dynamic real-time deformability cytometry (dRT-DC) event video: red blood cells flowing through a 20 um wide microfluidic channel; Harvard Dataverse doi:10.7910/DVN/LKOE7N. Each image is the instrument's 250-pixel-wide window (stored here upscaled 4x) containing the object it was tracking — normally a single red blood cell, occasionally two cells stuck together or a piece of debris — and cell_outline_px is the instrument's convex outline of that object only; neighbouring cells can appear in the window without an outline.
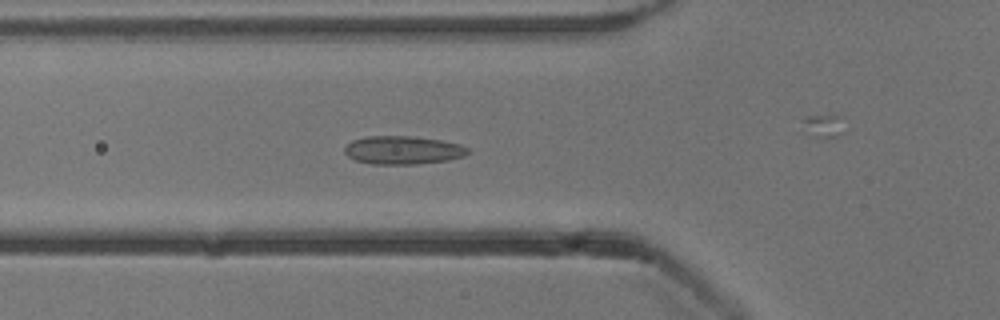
{"species": "common noctule bat (a hibernating species)", "species_latin": "Nyctalus noctula", "temperature_condition": "cold", "stored_images_in_passage": 54, "camera_frame_rate_fps": 3000, "um_per_image_px": 0.085, "animal": {"sex": "male", "body_mass_g": 13.3}, "frame": {"image": 1, "passage_image": 19, "time_ms": 6.0, "image_size_px": [1000, 320], "cell_outline_px": [[472, 152], [464, 156], [448, 160], [416, 164], [372, 164], [356, 160], [348, 156], [344, 152], [344, 148], [352, 140], [368, 136], [408, 136], [440, 140], [460, 144], [468, 148]], "centroid_in_image_um": [34.26, 12.76], "position_along_channel_um": 91.5, "area_um2": 20.29}}
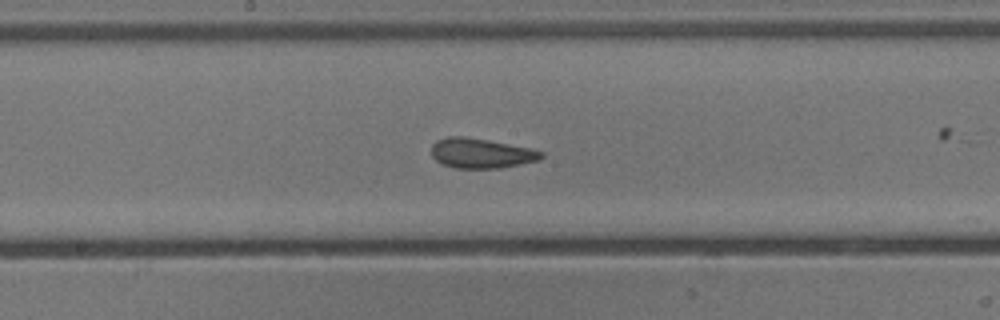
{"frame": {"image": 2, "passage_image": 28, "time_ms": 9.0, "image_size_px": [1000, 320], "cell_outline_px": [[544, 156], [540, 160], [500, 168], [456, 168], [444, 164], [436, 160], [432, 156], [432, 144], [436, 140], [448, 136], [464, 136], [488, 140], [532, 148], [544, 152]], "centroid_in_image_um": [40.92, 13.02], "position_along_channel_um": 207.3, "area_um2": 19.19}}
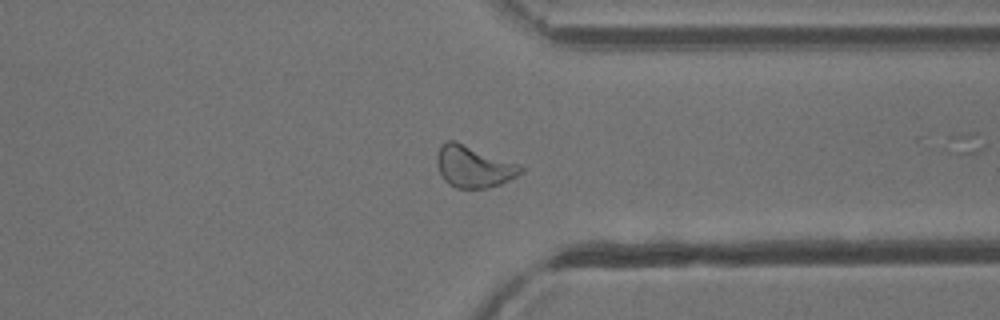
{"frame": {"image": 3, "passage_image": 41, "time_ms": 13.333, "image_size_px": [1000, 320], "cell_outline_px": [[524, 172], [500, 184], [488, 188], [456, 188], [448, 184], [444, 180], [436, 164], [436, 156], [440, 144], [448, 140], [452, 140], [520, 164], [524, 168]], "centroid_in_image_um": [40.25, 14.17], "position_along_channel_um": 371.2, "area_um2": 20.35}, "authors_computed_cell_mechanics": {"area_um2": 20.0566, "velocity_mm_per_s": 3.8409, "shape_relaxation_time_tau1_ms": 8.7881, "shape_relaxation_time_tau2_ms": 1.3099, "deformation_change_tau1": 0.1266, "deformation_change_tau2": 0.0661}}